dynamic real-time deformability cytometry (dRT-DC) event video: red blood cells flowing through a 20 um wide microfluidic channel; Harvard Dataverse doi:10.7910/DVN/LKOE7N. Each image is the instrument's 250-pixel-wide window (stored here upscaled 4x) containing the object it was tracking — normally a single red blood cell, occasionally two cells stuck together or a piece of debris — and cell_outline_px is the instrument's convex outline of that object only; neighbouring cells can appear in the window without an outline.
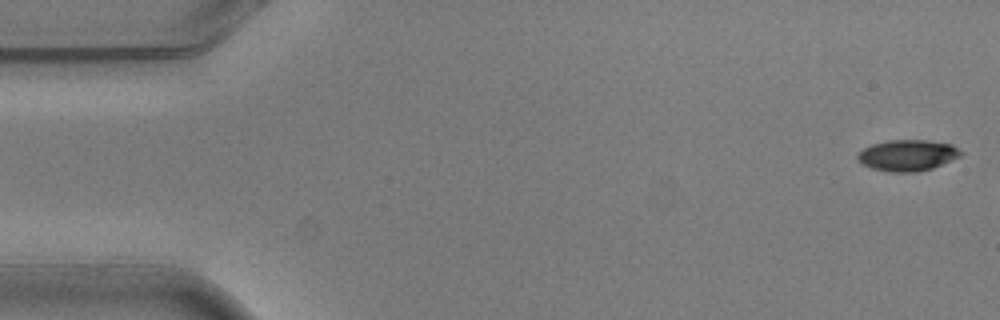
{"species": "common noctule bat (a hibernating species)", "species_latin": "Nyctalus noctula", "temperature_condition": "warm", "stored_images_in_passage": 2, "camera_frame_rate_fps": 3000, "um_per_image_px": 0.085, "animal": {"sex": "male", "body_mass_g": 20.5, "forearm_length_mm": 52.5}, "frame": {"image": 1, "passage_image": 1, "time_ms": 0.0, "image_size_px": [1000, 320], "cell_outline_px": [[964, 152], [960, 156], [952, 160], [932, 168], [916, 172], [888, 172], [872, 168], [860, 164], [856, 160], [856, 156], [864, 148], [872, 144], [888, 140], [928, 140], [952, 144]], "centroid_in_image_um": [77.13, 13.2], "position_along_channel_um": 7.9, "area_um2": 18.9}}